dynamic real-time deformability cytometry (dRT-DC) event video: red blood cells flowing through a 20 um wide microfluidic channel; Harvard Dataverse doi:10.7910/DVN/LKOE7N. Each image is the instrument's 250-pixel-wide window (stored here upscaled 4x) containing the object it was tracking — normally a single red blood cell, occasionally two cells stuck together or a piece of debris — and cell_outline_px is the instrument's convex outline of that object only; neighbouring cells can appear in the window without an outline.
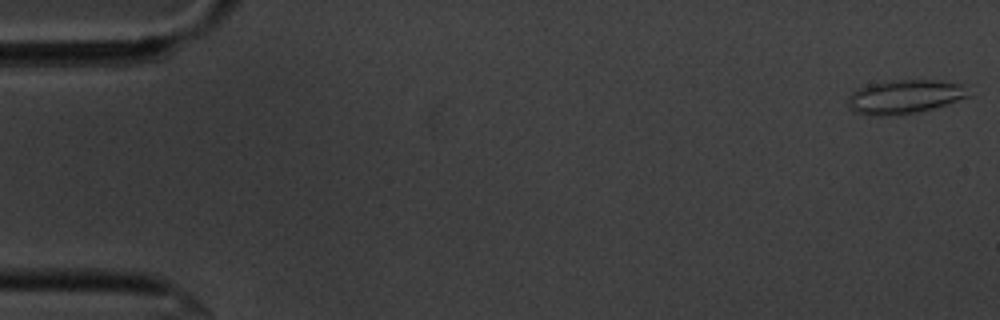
{"species": "common noctule bat (a hibernating species)", "species_latin": "Nyctalus noctula", "temperature_condition": "cold", "stored_images_in_passage": 55, "camera_frame_rate_fps": 3000, "um_per_image_px": 0.085, "animal": {"sex": "male", "body_mass_g": 20.1, "forearm_length_mm": 53.5}, "frame": {"image": 1, "passage_image": 1, "time_ms": 0.0, "image_size_px": [1000, 320], "cell_outline_px": [[972, 96], [932, 108], [916, 112], [884, 116], [876, 116], [856, 112], [848, 108], [848, 96], [856, 88], [868, 84], [884, 80], [944, 80], [968, 84]], "centroid_in_image_um": [76.94, 8.18], "position_along_channel_um": 8.1, "area_um2": 24.33}}
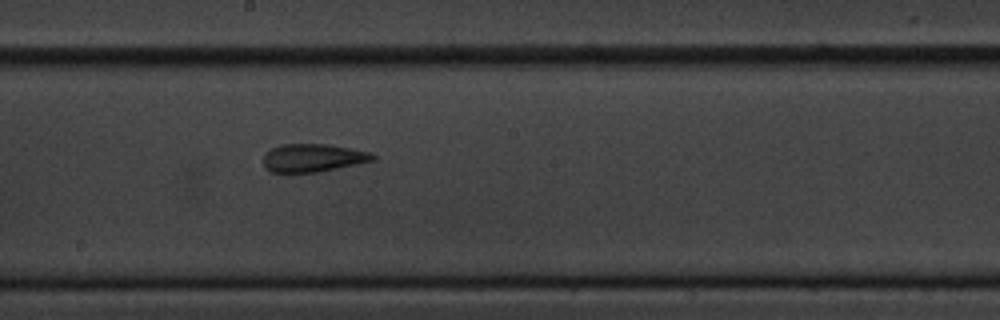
{"frame": {"image": 2, "passage_image": 30, "time_ms": 9.667, "image_size_px": [1000, 320], "cell_outline_px": [[376, 160], [316, 172], [272, 172], [264, 164], [264, 152], [280, 144], [328, 144], [368, 152], [376, 156]], "centroid_in_image_um": [26.58, 13.41], "position_along_channel_um": 221.6, "area_um2": 17.63}}
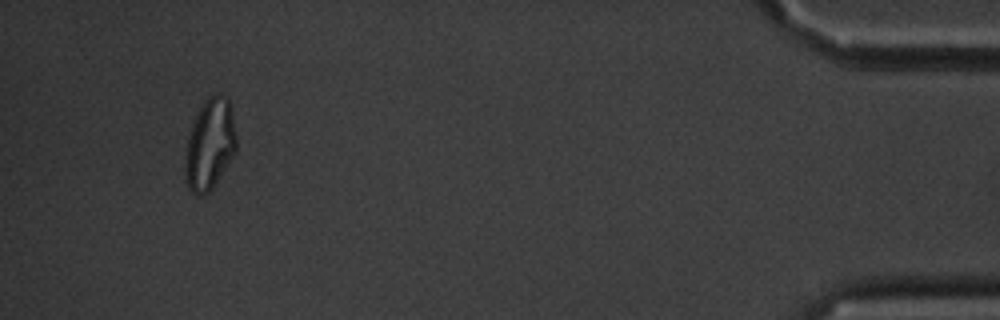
{"frame": {"image": 3, "passage_image": 52, "time_ms": 17.0, "image_size_px": [1000, 320], "cell_outline_px": [[236, 148], [232, 156], [212, 188], [208, 192], [200, 196], [192, 192], [188, 188], [184, 180], [184, 164], [188, 136], [196, 112], [204, 100], [208, 96], [216, 92], [228, 100], [232, 104], [236, 132]], "centroid_in_image_um": [17.82, 12.23], "position_along_channel_um": 417.4, "area_um2": 27.4}, "authors_computed_cell_mechanics": {"area_um2": 20.1722, "velocity_mm_per_s": 3.6172, "shape_relaxation_time_tau1_ms": null, "shape_relaxation_time_tau2_ms": 1.724, "deformation_change_tau1": null, "deformation_change_tau2": 0.0781}}